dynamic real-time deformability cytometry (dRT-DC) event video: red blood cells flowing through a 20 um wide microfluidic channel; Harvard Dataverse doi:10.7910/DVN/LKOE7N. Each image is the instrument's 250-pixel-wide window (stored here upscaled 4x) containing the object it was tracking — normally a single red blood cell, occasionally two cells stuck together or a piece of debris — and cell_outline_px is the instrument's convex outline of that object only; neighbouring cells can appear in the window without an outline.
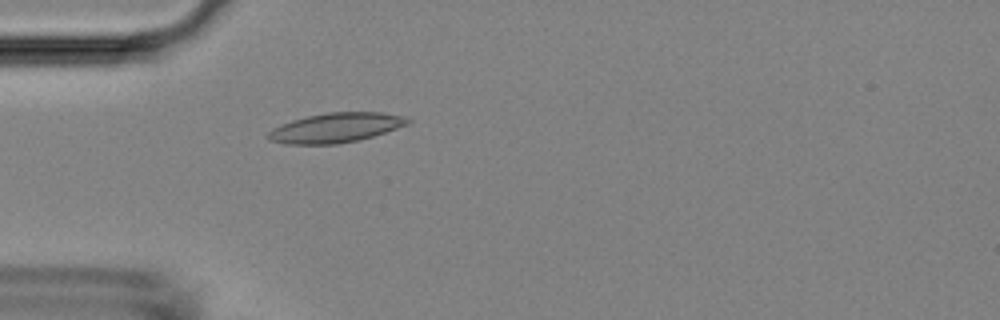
{"species": "Egyptian fruit bat (a non-hibernating species)", "species_latin": "Rousettus aegyptiacus", "temperature_condition": "room temperature", "stored_images_in_passage": 4, "camera_frame_rate_fps": 3000, "um_per_image_px": 0.085, "animal": {"sex": "female"}, "frame": {"image": 1, "passage_image": 4, "time_ms": 3.333, "image_size_px": [1000, 320], "cell_outline_px": [[412, 120], [408, 124], [360, 140], [336, 144], [284, 144], [268, 140], [264, 136], [272, 128], [280, 124], [292, 120], [308, 116], [328, 112], [380, 112], [404, 116]], "centroid_in_image_um": [28.48, 10.86], "position_along_channel_um": 56.5, "area_um2": 24.16}}